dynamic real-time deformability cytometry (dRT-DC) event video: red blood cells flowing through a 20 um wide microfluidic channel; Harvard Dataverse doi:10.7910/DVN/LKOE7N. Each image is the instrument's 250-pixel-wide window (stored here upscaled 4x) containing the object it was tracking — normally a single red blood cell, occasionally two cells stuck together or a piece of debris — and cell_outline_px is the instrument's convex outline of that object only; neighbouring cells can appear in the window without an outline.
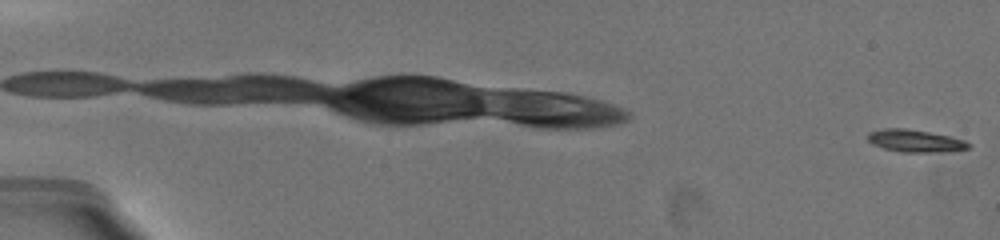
{"species": "common noctule bat (a hibernating species)", "species_latin": "Nyctalus noctula", "temperature_condition": "warm", "stored_images_in_passage": 20, "camera_frame_rate_fps": 3000, "um_per_image_px": 0.085, "animal": {"sex": "female", "body_mass_g": 19.5, "forearm_length_mm": 54.1}, "frame": {"image": 1, "passage_image": 1, "time_ms": 0.0, "image_size_px": [1000, 240], "cell_outline_px": [[972, 148], [928, 152], [900, 152], [884, 148], [872, 144], [868, 140], [868, 132], [884, 128], [904, 128], [928, 132], [948, 136], [964, 140], [972, 144]], "centroid_in_image_um": [77.76, 11.97], "position_along_channel_um": 7.2, "area_um2": 12.95}}
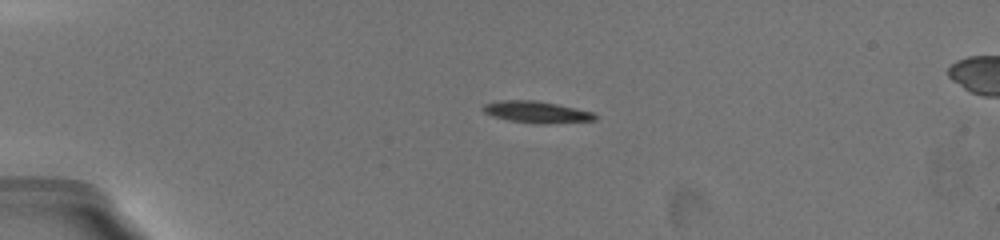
{"frame": {"image": 2, "passage_image": 19, "time_ms": 5.0, "image_size_px": [1000, 240], "cell_outline_px": [[596, 120], [508, 120], [484, 112], [484, 104], [504, 100], [532, 100], [556, 104], [592, 112], [596, 116]], "centroid_in_image_um": [45.53, 9.44], "position_along_channel_um": 39.5, "area_um2": 12.37}}